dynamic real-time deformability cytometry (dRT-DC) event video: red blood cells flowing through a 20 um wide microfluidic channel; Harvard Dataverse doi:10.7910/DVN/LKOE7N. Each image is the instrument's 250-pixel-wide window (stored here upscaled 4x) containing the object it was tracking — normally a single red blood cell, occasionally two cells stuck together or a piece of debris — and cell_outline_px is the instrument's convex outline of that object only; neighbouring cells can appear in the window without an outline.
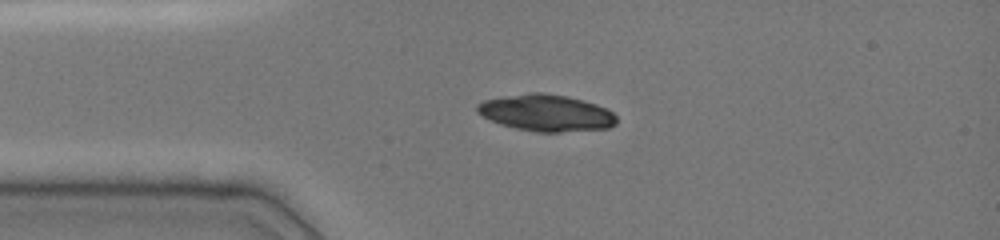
{"species": "common noctule bat (a hibernating species)", "species_latin": "Nyctalus noctula", "temperature_condition": "cold", "stored_images_in_passage": 7, "camera_frame_rate_fps": 3000, "um_per_image_px": 0.085, "animal": {"sex": "female", "body_mass_g": 19.0, "forearm_length_mm": 51.5}, "frame": {"image": 1, "passage_image": 1, "time_ms": 0.0, "image_size_px": [1000, 240], "cell_outline_px": [[616, 124], [608, 128], [560, 132], [536, 132], [516, 128], [500, 124], [476, 112], [476, 104], [484, 100], [504, 96], [528, 92], [544, 92], [568, 96], [584, 100], [596, 104], [612, 112], [616, 116]], "centroid_in_image_um": [46.42, 9.58], "position_along_channel_um": 38.6, "area_um2": 29.82}}